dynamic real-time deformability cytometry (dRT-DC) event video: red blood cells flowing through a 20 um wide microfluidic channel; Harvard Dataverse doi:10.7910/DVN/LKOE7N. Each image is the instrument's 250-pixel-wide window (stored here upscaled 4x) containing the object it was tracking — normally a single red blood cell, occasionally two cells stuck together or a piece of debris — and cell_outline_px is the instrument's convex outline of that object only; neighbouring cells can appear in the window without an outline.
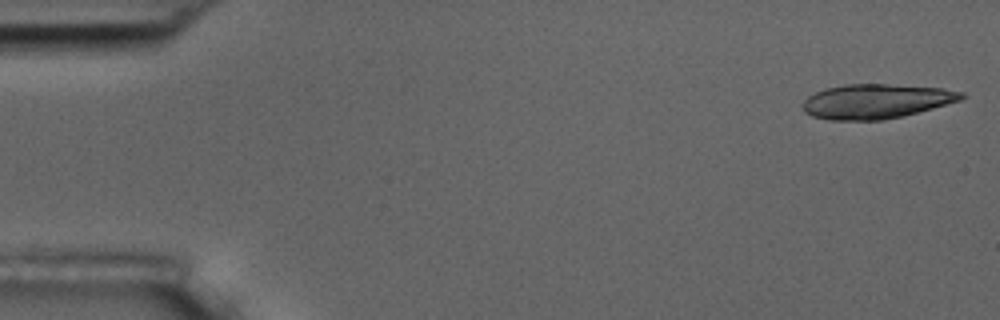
{"species": "common noctule bat (a hibernating species)", "species_latin": "Nyctalus noctula", "temperature_condition": "room temperature", "stored_images_in_passage": 5, "camera_frame_rate_fps": 3000, "um_per_image_px": 0.085, "animal": {"sex": "male", "body_mass_g": 17.5, "forearm_length_mm": 52.3}, "frame": {"image": 1, "passage_image": 1, "time_ms": 0.0, "image_size_px": [1000, 320], "cell_outline_px": [[964, 96], [960, 100], [904, 116], [884, 120], [828, 120], [812, 116], [804, 112], [800, 104], [808, 96], [824, 88], [844, 84], [888, 84], [940, 88], [964, 92]], "centroid_in_image_um": [74.4, 8.61], "position_along_channel_um": 10.6, "area_um2": 32.02}}